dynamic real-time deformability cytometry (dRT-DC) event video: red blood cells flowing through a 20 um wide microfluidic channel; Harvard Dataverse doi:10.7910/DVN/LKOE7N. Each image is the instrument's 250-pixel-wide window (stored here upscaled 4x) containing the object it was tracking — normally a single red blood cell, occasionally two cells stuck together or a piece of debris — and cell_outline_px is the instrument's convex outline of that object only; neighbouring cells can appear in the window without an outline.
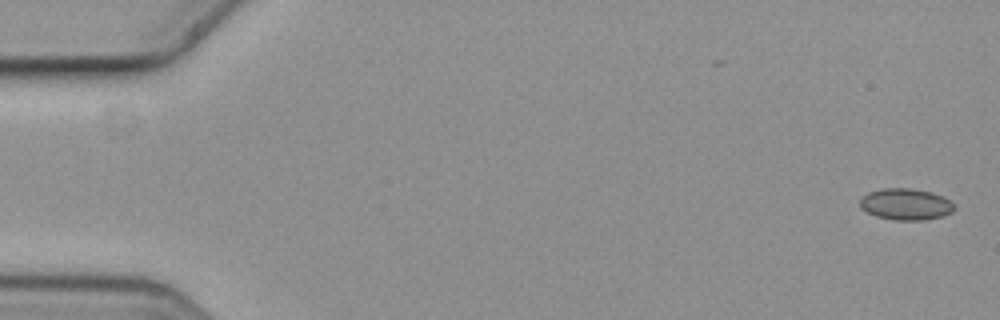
{"species": "common noctule bat (a hibernating species)", "species_latin": "Nyctalus noctula", "temperature_condition": "cold", "stored_images_in_passage": 6, "camera_frame_rate_fps": 3000, "um_per_image_px": 0.085, "animal": {"sex": "female", "body_mass_g": 19.3, "forearm_length_mm": 54.1}, "frame": {"image": 1, "passage_image": 1, "time_ms": 0.0, "image_size_px": [1000, 320], "cell_outline_px": [[956, 208], [952, 212], [940, 216], [924, 220], [892, 220], [876, 216], [860, 208], [860, 200], [868, 192], [884, 188], [912, 188], [932, 192], [956, 204]], "centroid_in_image_um": [76.99, 17.36], "position_along_channel_um": 8.0, "area_um2": 17.28}}
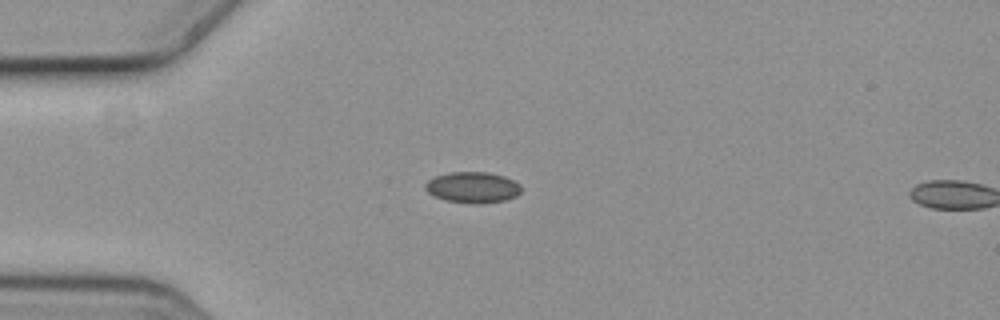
{"frame": {"image": 2, "passage_image": 5, "time_ms": 1.333, "image_size_px": [1000, 320], "cell_outline_px": [[520, 192], [516, 196], [504, 200], [484, 204], [468, 204], [444, 200], [428, 192], [424, 188], [424, 184], [428, 180], [436, 176], [452, 172], [488, 172], [504, 176], [520, 184]], "centroid_in_image_um": [40.17, 15.94], "position_along_channel_um": 44.8, "area_um2": 17.4}}